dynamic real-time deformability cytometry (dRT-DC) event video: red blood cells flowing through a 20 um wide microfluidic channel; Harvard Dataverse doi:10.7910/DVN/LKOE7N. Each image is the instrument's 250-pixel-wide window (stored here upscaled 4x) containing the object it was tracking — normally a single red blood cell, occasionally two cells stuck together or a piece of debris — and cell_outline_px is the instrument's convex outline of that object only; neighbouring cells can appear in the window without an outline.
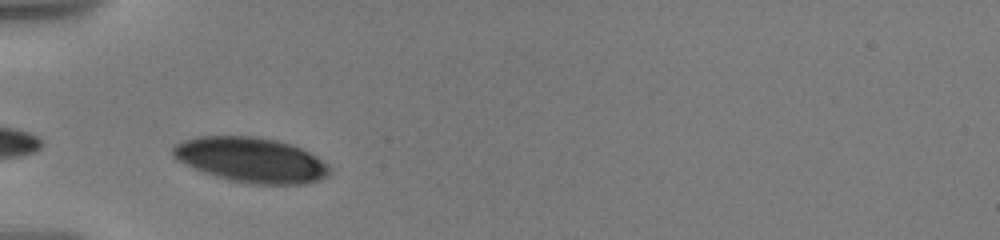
{"species": "human", "species_latin": "Homo sapiens", "temperature_condition": "warm", "stored_images_in_passage": 39, "camera_frame_rate_fps": 3000, "um_per_image_px": 0.085, "donor": {"sex": "male"}, "frame": {"image": 1, "passage_image": 1, "time_ms": 0.0, "image_size_px": [1000, 240], "cell_outline_px": [[328, 176], [320, 180], [304, 184], [248, 184], [228, 180], [204, 172], [184, 164], [176, 160], [172, 156], [172, 144], [196, 136], [256, 136], [276, 140], [292, 144], [316, 156], [328, 164]], "centroid_in_image_um": [21.3, 13.59], "position_along_channel_um": 63.7, "area_um2": 41.33}}
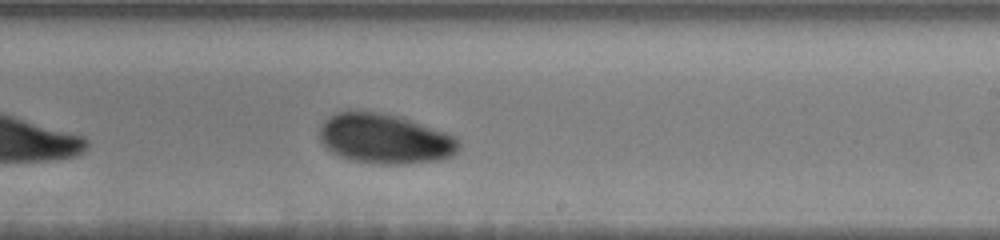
{"frame": {"image": 2, "passage_image": 19, "time_ms": 5.667, "image_size_px": [1000, 240], "cell_outline_px": [[460, 148], [452, 156], [440, 160], [408, 164], [376, 164], [348, 160], [328, 152], [320, 140], [320, 128], [324, 120], [328, 116], [336, 112], [376, 112], [400, 116], [456, 136], [460, 144]], "centroid_in_image_um": [32.7, 11.82], "position_along_channel_um": 256.3, "area_um2": 40.86}}
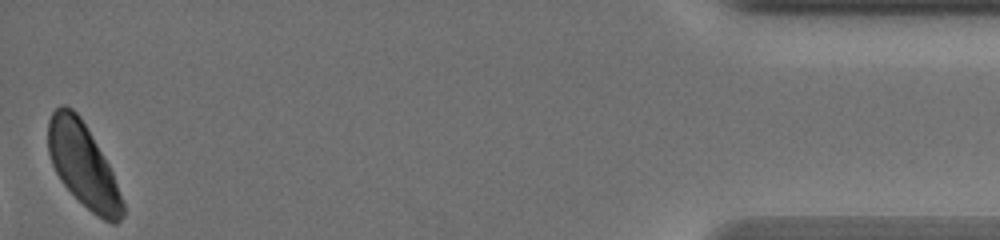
{"frame": {"image": 3, "passage_image": 39, "time_ms": 12.667, "image_size_px": [1000, 240], "cell_outline_px": [[124, 216], [116, 224], [112, 224], [104, 220], [92, 212], [60, 180], [52, 164], [48, 152], [48, 120], [52, 112], [56, 108], [64, 104], [72, 108], [80, 116], [108, 164], [112, 172], [124, 204]], "centroid_in_image_um": [7.05, 14.02], "position_along_channel_um": 428.1, "area_um2": 35.84}, "authors_computed_cell_mechanics": {"area_um2": 39.9976, "velocity_mm_per_s": 3.5079, "shape_relaxation_time_tau1_ms": 2.1874, "shape_relaxation_time_tau2_ms": null, "deformation_change_tau1": 0.0804, "deformation_change_tau2": null}}